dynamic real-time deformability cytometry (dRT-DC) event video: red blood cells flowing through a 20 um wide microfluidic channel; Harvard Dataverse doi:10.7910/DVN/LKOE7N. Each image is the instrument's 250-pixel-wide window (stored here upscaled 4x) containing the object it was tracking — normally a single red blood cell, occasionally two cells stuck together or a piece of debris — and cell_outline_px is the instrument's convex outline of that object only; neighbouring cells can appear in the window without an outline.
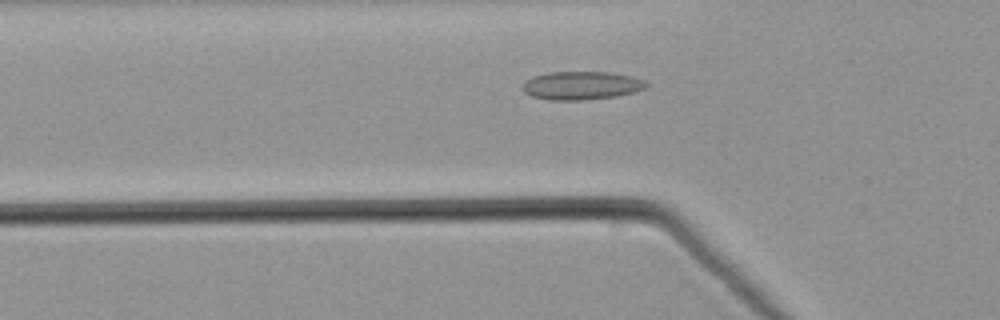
{"species": "common noctule bat (a hibernating species)", "species_latin": "Nyctalus noctula", "temperature_condition": "warm", "stored_images_in_passage": 37, "camera_frame_rate_fps": 3000, "um_per_image_px": 0.085, "animal": {"sex": "male", "body_mass_g": 21.5, "forearm_length_mm": 52.0}, "frame": {"image": 1, "passage_image": 2, "time_ms": 0.333, "image_size_px": [1000, 320], "cell_outline_px": [[648, 84], [644, 88], [632, 92], [616, 96], [580, 100], [548, 100], [532, 96], [524, 92], [524, 84], [532, 76], [548, 72], [612, 72], [632, 76], [644, 80]], "centroid_in_image_um": [49.42, 7.26], "position_along_channel_um": 76.4, "area_um2": 20.23}}
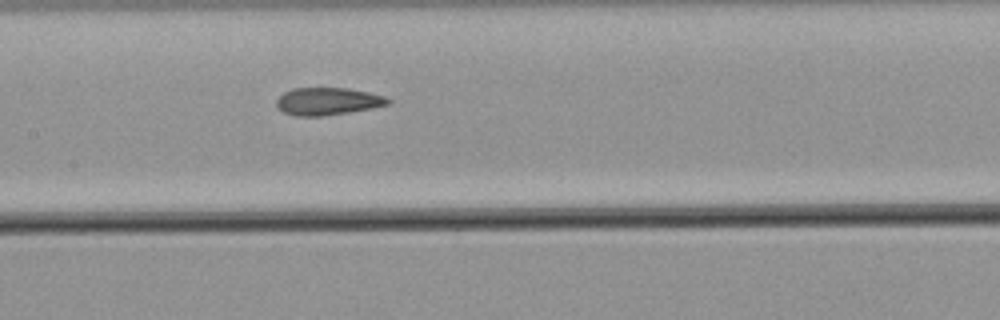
{"frame": {"image": 2, "passage_image": 10, "time_ms": 3.0, "image_size_px": [1000, 320], "cell_outline_px": [[392, 100], [388, 104], [372, 108], [324, 116], [296, 116], [284, 112], [276, 108], [276, 100], [284, 92], [292, 88], [348, 88], [368, 92], [384, 96]], "centroid_in_image_um": [27.83, 8.61], "position_along_channel_um": 179.6, "area_um2": 17.86}}
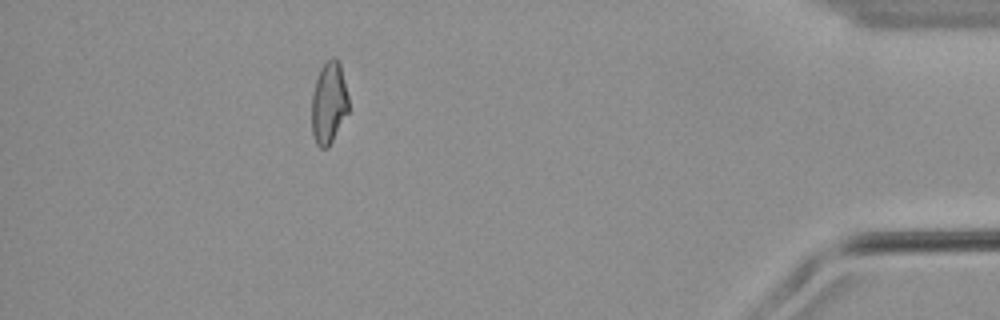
{"frame": {"image": 3, "passage_image": 32, "time_ms": 10.333, "image_size_px": [1000, 320], "cell_outline_px": [[348, 112], [328, 148], [320, 148], [316, 144], [312, 132], [312, 96], [316, 80], [320, 68], [332, 56], [340, 64], [348, 96]], "centroid_in_image_um": [27.94, 8.77], "position_along_channel_um": 407.3, "area_um2": 17.4}}